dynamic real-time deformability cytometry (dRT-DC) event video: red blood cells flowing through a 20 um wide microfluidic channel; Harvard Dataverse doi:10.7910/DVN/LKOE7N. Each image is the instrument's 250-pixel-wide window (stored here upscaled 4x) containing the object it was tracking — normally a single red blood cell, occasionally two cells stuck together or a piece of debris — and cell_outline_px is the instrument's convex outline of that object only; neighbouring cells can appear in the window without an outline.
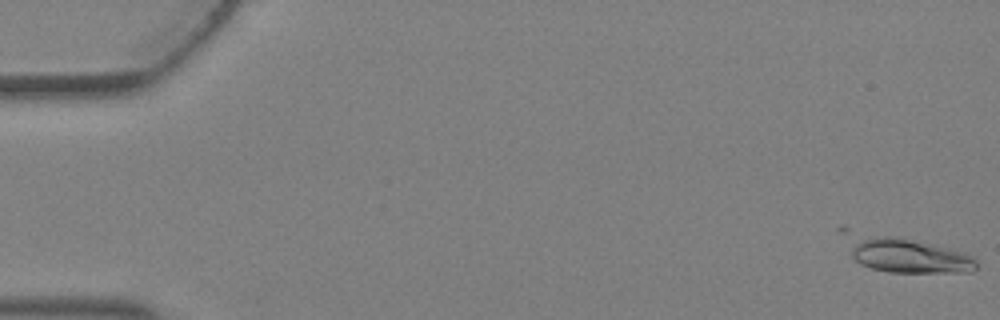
{"species": "Egyptian fruit bat (a non-hibernating species)", "species_latin": "Rousettus aegyptiacus", "temperature_condition": "warm", "stored_images_in_passage": 5, "camera_frame_rate_fps": 3000, "um_per_image_px": 0.085, "animal": {"sex": "female"}, "frame": {"image": 1, "passage_image": 1, "time_ms": 0.0, "image_size_px": [1000, 320], "cell_outline_px": [[976, 268], [972, 272], [888, 272], [872, 268], [860, 264], [852, 256], [836, 228], [840, 224], [952, 248], [964, 252], [972, 256], [976, 260]], "centroid_in_image_um": [76.73, 21.51], "position_along_channel_um": 8.3, "area_um2": 28.84}}
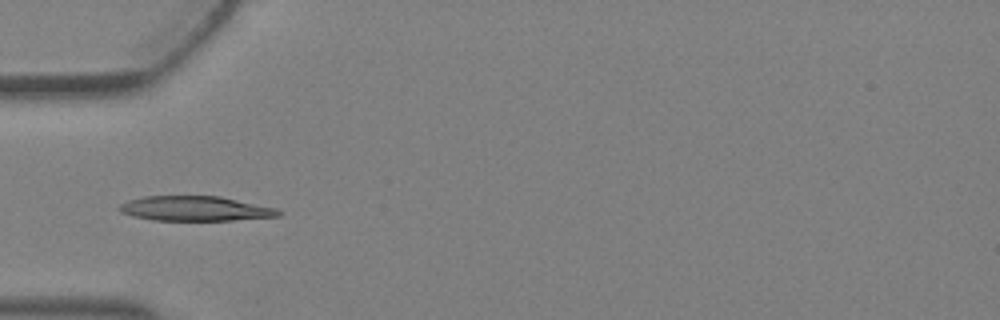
{"frame": {"image": 2, "passage_image": 5, "time_ms": 1.333, "image_size_px": [1000, 320], "cell_outline_px": [[280, 216], [232, 220], [152, 220], [132, 216], [120, 212], [116, 208], [120, 204], [128, 200], [144, 196], [220, 196], [276, 208], [280, 212]], "centroid_in_image_um": [16.53, 17.72], "position_along_channel_um": 68.5, "area_um2": 22.95}}